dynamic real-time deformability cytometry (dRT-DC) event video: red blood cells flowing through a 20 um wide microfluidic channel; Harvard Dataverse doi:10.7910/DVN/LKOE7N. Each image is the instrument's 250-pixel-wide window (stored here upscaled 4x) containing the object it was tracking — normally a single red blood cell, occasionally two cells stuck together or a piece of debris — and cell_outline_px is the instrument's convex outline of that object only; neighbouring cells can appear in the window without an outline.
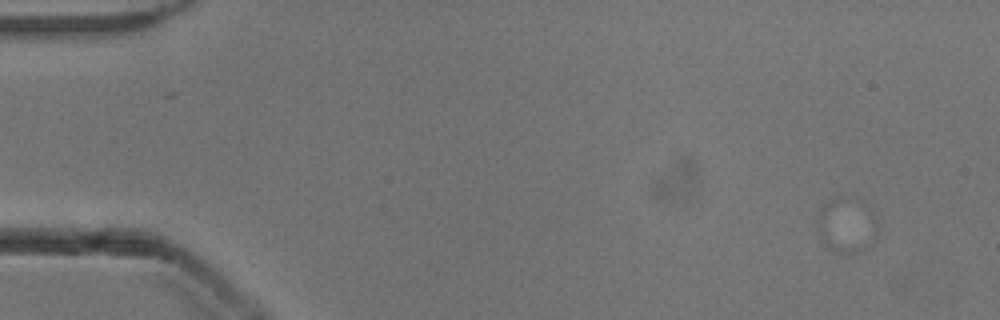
{"species": "common noctule bat (a hibernating species)", "species_latin": "Nyctalus noctula", "temperature_condition": "cold", "stored_images_in_passage": 1, "camera_frame_rate_fps": 3000, "um_per_image_px": 0.085, "animal": {"sex": "male", "body_mass_g": 13.3}, "frame": {"image": 1, "passage_image": 1, "time_ms": 0.0, "image_size_px": [1000, 320], "cell_outline_px": [[872, 244], [848, 256], [836, 252], [828, 248], [820, 236], [820, 208], [824, 204], [836, 196], [840, 196], [872, 240]], "centroid_in_image_um": [71.56, 19.42], "position_along_channel_um": 13.4, "area_um2": 14.45}}